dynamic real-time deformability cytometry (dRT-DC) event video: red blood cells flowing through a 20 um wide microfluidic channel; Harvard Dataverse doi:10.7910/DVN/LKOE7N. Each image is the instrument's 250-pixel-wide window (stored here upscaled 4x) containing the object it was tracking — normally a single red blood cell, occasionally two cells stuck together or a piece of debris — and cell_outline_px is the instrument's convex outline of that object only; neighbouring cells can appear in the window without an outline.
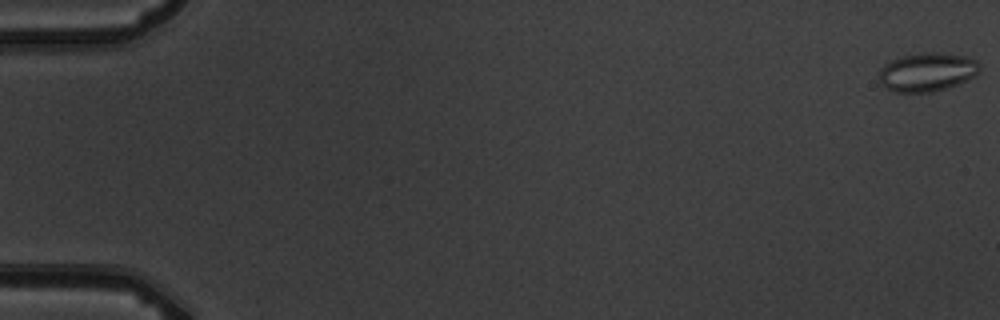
{"species": "common noctule bat (a hibernating species)", "species_latin": "Nyctalus noctula", "temperature_condition": "warm", "stored_images_in_passage": 3, "camera_frame_rate_fps": 3000, "um_per_image_px": 0.085, "animal": {"sex": "male", "body_mass_g": 19.5, "forearm_length_mm": 54.6}, "frame": {"image": 1, "passage_image": 1, "time_ms": 0.0, "image_size_px": [1000, 320], "cell_outline_px": [[980, 68], [976, 76], [968, 80], [948, 88], [932, 92], [892, 92], [880, 84], [880, 68], [884, 64], [892, 60], [904, 56], [924, 52], [936, 52], [968, 56], [976, 60], [980, 64]], "centroid_in_image_um": [78.83, 6.13], "position_along_channel_um": 6.2, "area_um2": 22.89}}